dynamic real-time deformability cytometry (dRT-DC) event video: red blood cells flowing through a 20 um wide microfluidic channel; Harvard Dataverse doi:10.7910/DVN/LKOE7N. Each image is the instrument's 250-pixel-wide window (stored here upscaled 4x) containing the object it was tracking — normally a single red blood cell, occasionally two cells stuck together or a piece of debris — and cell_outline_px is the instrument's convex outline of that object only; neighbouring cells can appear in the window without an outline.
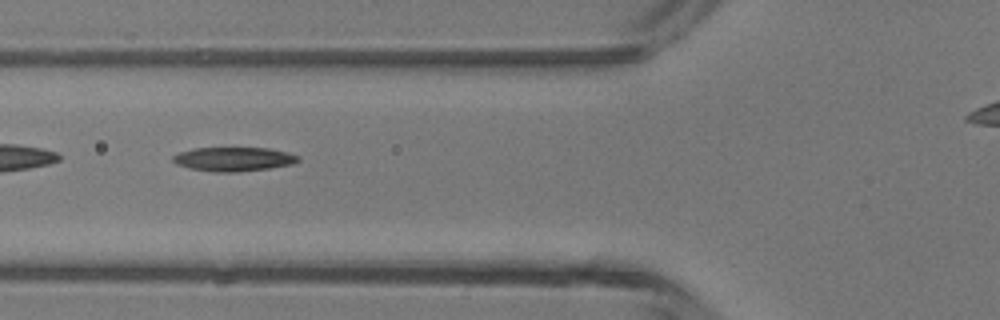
{"species": "common noctule bat (a hibernating species)", "species_latin": "Nyctalus noctula", "temperature_condition": "room temperature", "stored_images_in_passage": 29, "camera_frame_rate_fps": 3000, "um_per_image_px": 0.085, "animal": {"sex": "male", "body_mass_g": 13.3}, "frame": {"image": 1, "passage_image": 4, "time_ms": 1.0, "image_size_px": [1000, 320], "cell_outline_px": [[300, 160], [292, 164], [268, 168], [240, 172], [212, 172], [188, 168], [176, 164], [172, 160], [172, 156], [180, 152], [196, 148], [268, 148], [300, 156]], "centroid_in_image_um": [19.83, 13.53], "position_along_channel_um": 106.0, "area_um2": 17.51}}
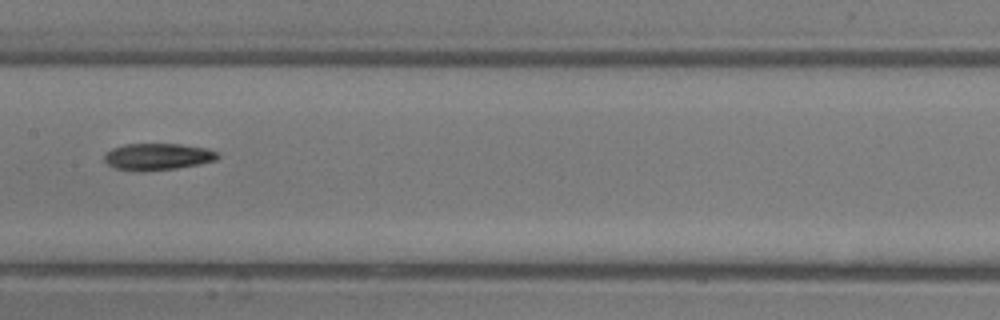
{"frame": {"image": 2, "passage_image": 10, "time_ms": 3.0, "image_size_px": [1000, 320], "cell_outline_px": [[220, 156], [216, 160], [200, 164], [176, 168], [116, 168], [108, 164], [104, 160], [104, 152], [112, 148], [124, 144], [180, 144], [208, 148], [220, 152]], "centroid_in_image_um": [13.48, 13.26], "position_along_channel_um": 193.9, "area_um2": 17.05}}
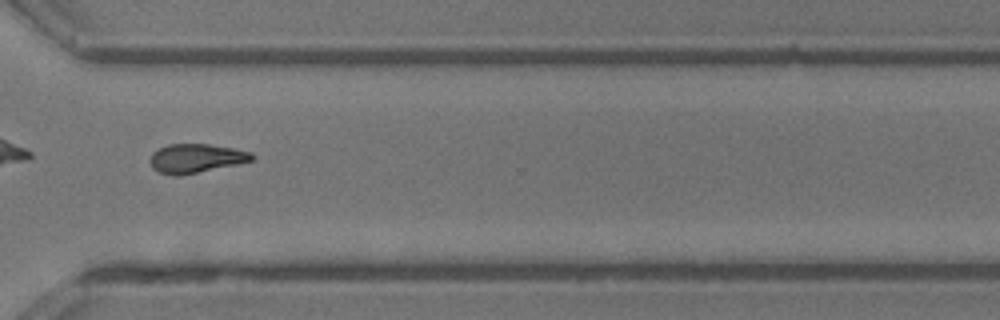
{"frame": {"image": 3, "passage_image": 21, "time_ms": 6.667, "image_size_px": [1000, 320], "cell_outline_px": [[256, 156], [252, 160], [236, 164], [180, 176], [172, 176], [160, 172], [152, 168], [152, 152], [168, 144], [208, 144], [232, 148], [252, 152]], "centroid_in_image_um": [16.67, 13.46], "position_along_channel_um": 353.9, "area_um2": 16.99}, "authors_computed_cell_mechanics": {"area_um2": 17.1088, "velocity_mm_per_s": 4.3766, "shape_relaxation_time_tau1_ms": 6.8435, "shape_relaxation_time_tau2_ms": null, "deformation_change_tau1": 0.1811, "deformation_change_tau2": null}}